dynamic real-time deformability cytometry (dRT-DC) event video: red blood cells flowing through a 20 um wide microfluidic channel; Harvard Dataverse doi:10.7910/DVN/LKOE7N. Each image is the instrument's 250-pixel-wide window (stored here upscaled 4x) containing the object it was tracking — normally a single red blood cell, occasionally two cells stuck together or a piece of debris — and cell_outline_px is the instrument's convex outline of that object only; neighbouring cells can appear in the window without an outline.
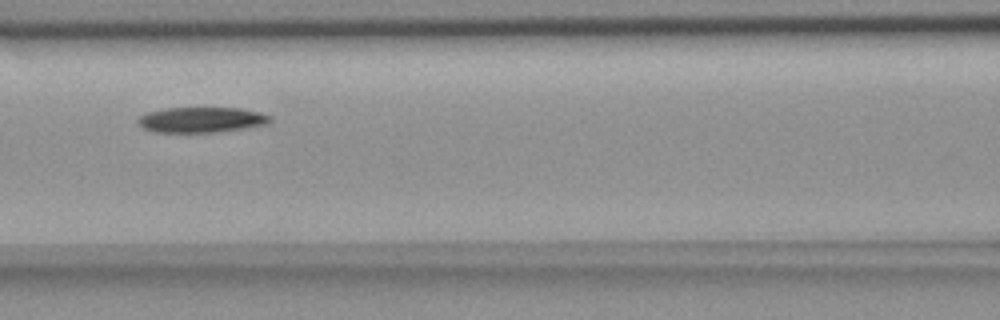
{"species": "common noctule bat (a hibernating species)", "species_latin": "Nyctalus noctula", "temperature_condition": "room temperature", "stored_images_in_passage": 6, "camera_frame_rate_fps": 3000, "um_per_image_px": 0.085, "animal": {"sex": "female", "body_mass_g": 18.4}, "frame": {"image": 1, "passage_image": 3, "time_ms": 2.333, "image_size_px": [1000, 320], "cell_outline_px": [[272, 120], [264, 124], [244, 128], [212, 132], [156, 132], [144, 128], [136, 124], [136, 120], [140, 116], [148, 112], [164, 108], [240, 108], [256, 112], [268, 116]], "centroid_in_image_um": [17.02, 10.18], "position_along_channel_um": 149.6, "area_um2": 19.25}}
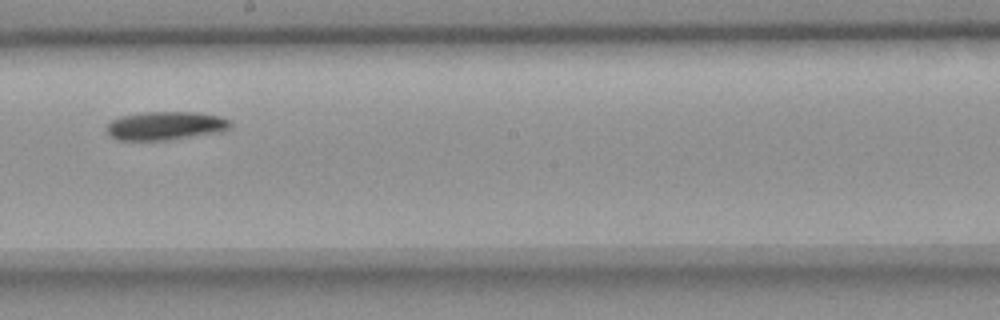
{"frame": {"image": 2, "passage_image": 5, "time_ms": 4.667, "image_size_px": [1000, 320], "cell_outline_px": [[232, 128], [220, 132], [168, 140], [116, 140], [104, 128], [112, 120], [120, 116], [144, 112], [196, 112], [220, 116], [232, 120]], "centroid_in_image_um": [14.1, 10.68], "position_along_channel_um": 234.1, "area_um2": 20.75}}
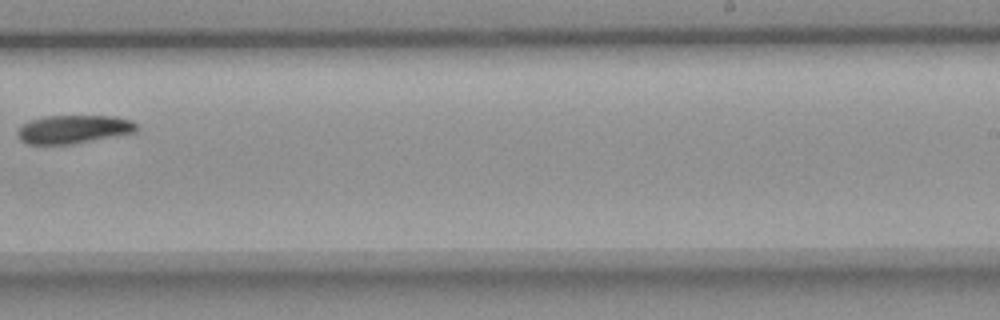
{"frame": {"image": 3, "passage_image": 6, "time_ms": 6.0, "image_size_px": [1000, 320], "cell_outline_px": [[140, 128], [136, 132], [72, 144], [24, 144], [16, 136], [16, 132], [28, 120], [44, 116], [116, 116], [132, 120]], "centroid_in_image_um": [6.24, 10.98], "position_along_channel_um": 282.8, "area_um2": 19.88}}